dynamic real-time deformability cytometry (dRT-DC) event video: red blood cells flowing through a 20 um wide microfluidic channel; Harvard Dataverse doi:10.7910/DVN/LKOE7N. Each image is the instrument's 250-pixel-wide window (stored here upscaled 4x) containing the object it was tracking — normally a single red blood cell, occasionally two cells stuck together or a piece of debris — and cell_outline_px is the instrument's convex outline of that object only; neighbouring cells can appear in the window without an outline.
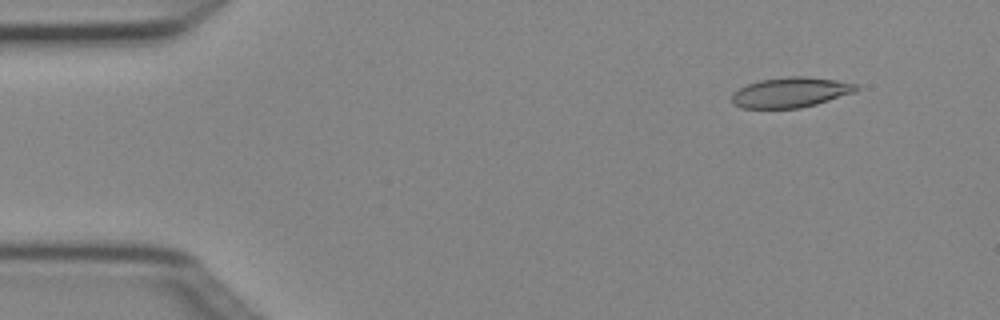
{"species": "Egyptian fruit bat (a non-hibernating species)", "species_latin": "Rousettus aegyptiacus", "temperature_condition": "cold", "stored_images_in_passage": 6, "camera_frame_rate_fps": 3000, "um_per_image_px": 0.085, "animal": {"sex": "female"}, "frame": {"image": 1, "passage_image": 2, "time_ms": 0.333, "image_size_px": [1000, 320], "cell_outline_px": [[860, 88], [856, 92], [816, 104], [800, 108], [740, 108], [732, 104], [732, 92], [748, 84], [760, 80], [788, 76], [808, 76], [836, 80], [856, 84]], "centroid_in_image_um": [67.2, 7.85], "position_along_channel_um": 17.8, "area_um2": 21.96}}
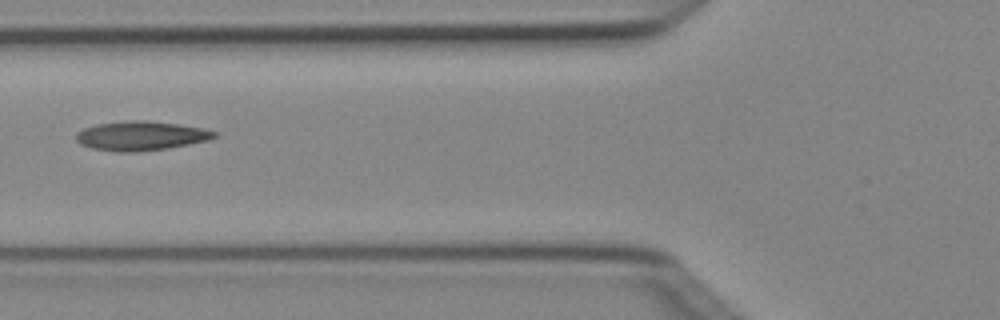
{"frame": {"image": 2, "passage_image": 5, "time_ms": 1.333, "image_size_px": [1000, 320], "cell_outline_px": [[216, 136], [208, 140], [168, 148], [140, 152], [116, 152], [92, 148], [80, 144], [76, 140], [76, 132], [84, 128], [96, 124], [128, 120], [148, 120], [204, 128], [216, 132]], "centroid_in_image_um": [11.94, 11.54], "position_along_channel_um": 113.9, "area_um2": 23.64}}
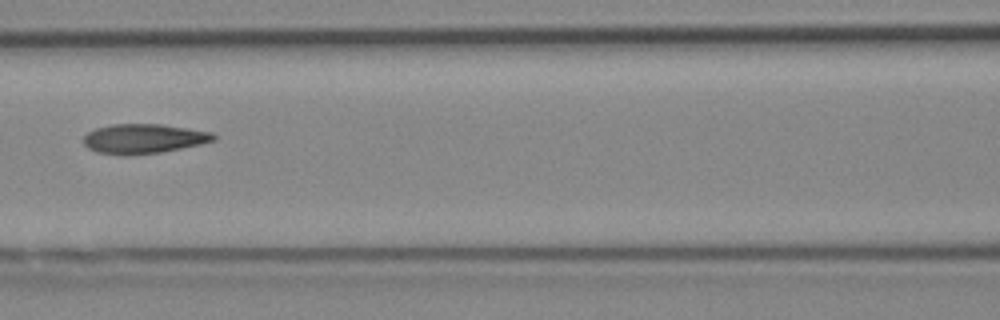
{"frame": {"image": 3, "passage_image": 6, "time_ms": 1.667, "image_size_px": [1000, 320], "cell_outline_px": [[216, 140], [200, 144], [160, 152], [128, 156], [124, 156], [96, 152], [88, 148], [84, 144], [84, 136], [88, 132], [96, 128], [112, 124], [160, 124], [212, 132], [216, 136]], "centroid_in_image_um": [12.18, 11.8], "position_along_channel_um": 154.4, "area_um2": 22.43}}